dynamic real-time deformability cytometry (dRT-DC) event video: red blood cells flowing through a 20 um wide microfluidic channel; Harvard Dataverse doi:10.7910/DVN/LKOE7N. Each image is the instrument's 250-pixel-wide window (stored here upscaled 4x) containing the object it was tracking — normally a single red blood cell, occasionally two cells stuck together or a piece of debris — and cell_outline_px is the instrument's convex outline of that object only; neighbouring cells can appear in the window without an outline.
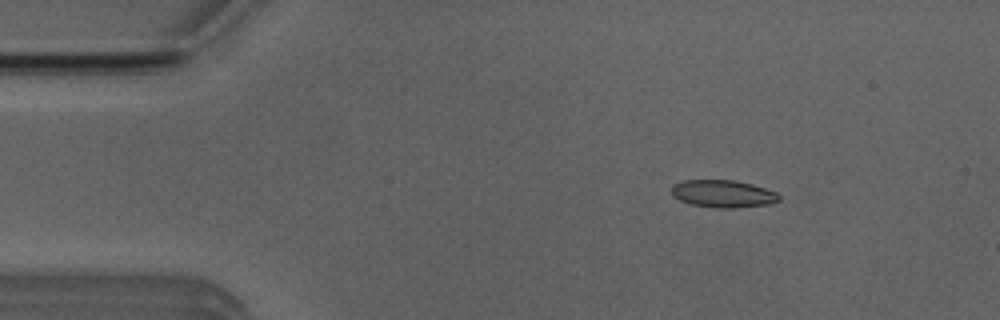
{"species": "Egyptian fruit bat (a non-hibernating species)", "species_latin": "Rousettus aegyptiacus", "temperature_condition": "room temperature", "stored_images_in_passage": 3, "camera_frame_rate_fps": 3000, "um_per_image_px": 0.085, "animal": {"sex": "male"}, "frame": {"image": 1, "passage_image": 1, "time_ms": 0.0, "image_size_px": [1000, 320], "cell_outline_px": [[780, 200], [768, 204], [732, 208], [716, 208], [692, 204], [680, 200], [672, 196], [672, 184], [684, 180], [736, 180], [752, 184], [776, 192], [780, 196]], "centroid_in_image_um": [61.44, 16.46], "position_along_channel_um": 23.6, "area_um2": 17.17}}
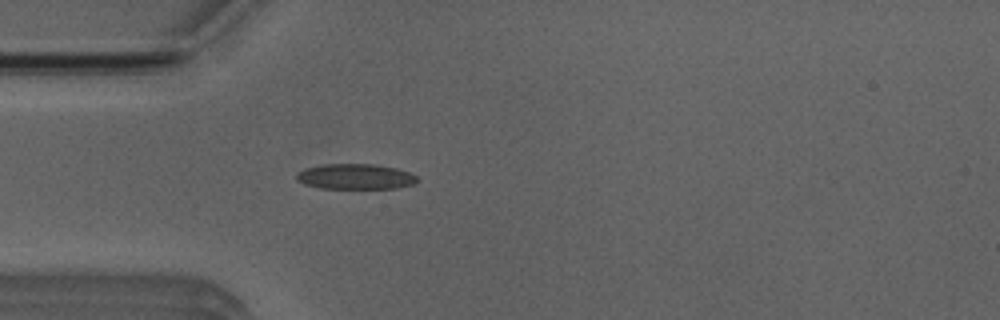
{"frame": {"image": 2, "passage_image": 3, "time_ms": 2.333, "image_size_px": [1000, 320], "cell_outline_px": [[420, 180], [412, 184], [396, 188], [320, 188], [304, 184], [296, 180], [296, 176], [304, 168], [324, 164], [372, 164], [396, 168], [408, 172], [416, 176]], "centroid_in_image_um": [30.2, 15.01], "position_along_channel_um": 54.8, "area_um2": 17.74}}